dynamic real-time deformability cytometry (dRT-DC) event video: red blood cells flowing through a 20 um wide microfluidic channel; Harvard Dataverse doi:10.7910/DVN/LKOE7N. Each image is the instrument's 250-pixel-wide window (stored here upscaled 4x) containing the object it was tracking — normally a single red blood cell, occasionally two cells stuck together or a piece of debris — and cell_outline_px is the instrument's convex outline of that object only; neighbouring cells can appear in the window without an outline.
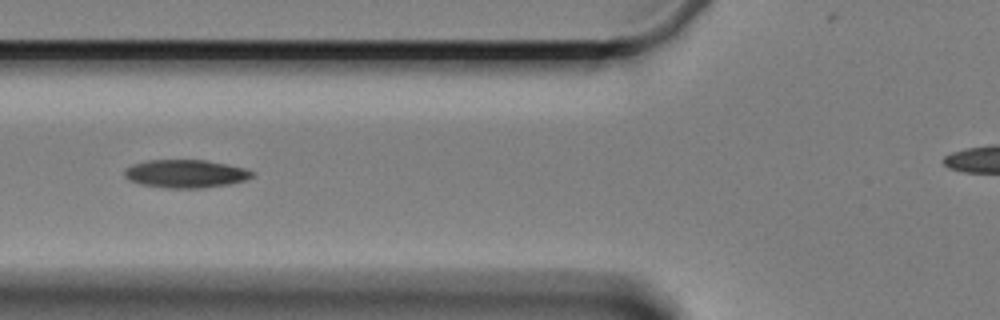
{"species": "Egyptian fruit bat (a non-hibernating species)", "species_latin": "Rousettus aegyptiacus", "temperature_condition": "cold", "stored_images_in_passage": 7, "camera_frame_rate_fps": 3000, "um_per_image_px": 0.085, "animal": {"sex": "female"}, "frame": {"image": 1, "passage_image": 6, "time_ms": 6.0, "image_size_px": [1000, 320], "cell_outline_px": [[256, 176], [248, 180], [228, 184], [204, 188], [164, 188], [140, 184], [128, 180], [124, 176], [124, 168], [132, 164], [148, 160], [204, 160], [244, 168], [256, 172]], "centroid_in_image_um": [15.78, 14.77], "position_along_channel_um": 110.0, "area_um2": 21.15}}
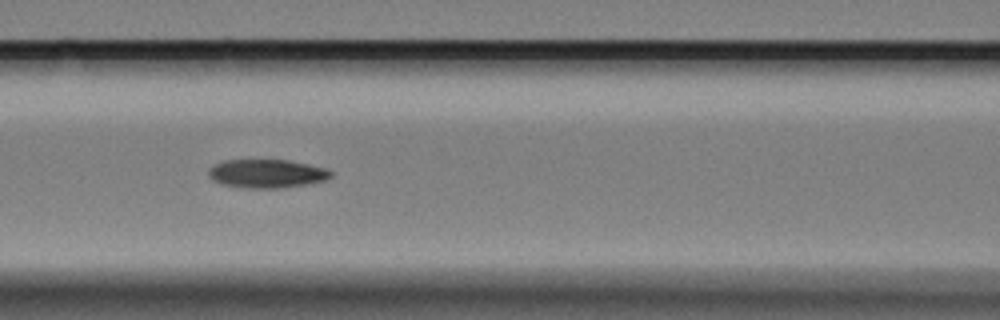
{"frame": {"image": 2, "passage_image": 7, "time_ms": 7.0, "image_size_px": [1000, 320], "cell_outline_px": [[332, 176], [324, 180], [304, 184], [280, 188], [240, 188], [224, 184], [212, 180], [208, 176], [208, 168], [212, 164], [224, 160], [288, 160], [308, 164], [324, 168], [332, 172]], "centroid_in_image_um": [22.6, 14.75], "position_along_channel_um": 144.0, "area_um2": 20.35}}